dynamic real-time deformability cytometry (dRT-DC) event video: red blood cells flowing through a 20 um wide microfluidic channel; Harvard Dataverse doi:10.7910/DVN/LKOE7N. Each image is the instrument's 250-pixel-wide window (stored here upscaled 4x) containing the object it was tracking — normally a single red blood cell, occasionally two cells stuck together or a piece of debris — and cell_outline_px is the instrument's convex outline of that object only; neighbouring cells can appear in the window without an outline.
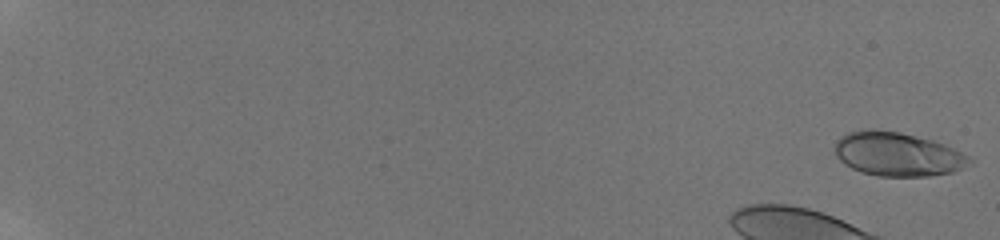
{"species": "human", "species_latin": "Homo sapiens", "temperature_condition": "room temperature", "stored_images_in_passage": 45, "camera_frame_rate_fps": 3000, "um_per_image_px": 0.085, "donor": {"sex": "male"}, "frame": {"image": 1, "passage_image": 1, "time_ms": 0.0, "image_size_px": [1000, 240], "cell_outline_px": [[972, 164], [952, 172], [928, 176], [876, 176], [860, 172], [844, 164], [836, 156], [832, 148], [836, 140], [840, 136], [848, 132], [864, 128], [868, 128], [900, 132], [932, 140], [944, 144], [968, 156], [972, 160]], "centroid_in_image_um": [76.23, 13.1], "position_along_channel_um": 8.8, "area_um2": 34.74}}
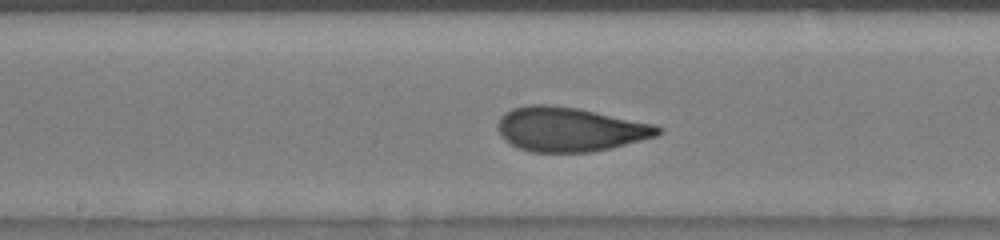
{"frame": {"image": 2, "passage_image": 30, "time_ms": 9.667, "image_size_px": [1000, 240], "cell_outline_px": [[664, 132], [656, 136], [592, 152], [532, 152], [520, 148], [504, 140], [500, 136], [496, 128], [496, 124], [500, 116], [512, 108], [528, 104], [548, 104], [580, 108], [656, 124], [664, 128]], "centroid_in_image_um": [48.42, 10.97], "position_along_channel_um": 199.8, "area_um2": 41.73}}
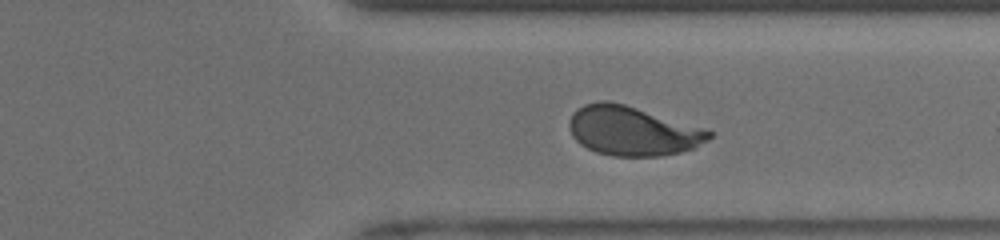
{"frame": {"image": 3, "passage_image": 42, "time_ms": 13.667, "image_size_px": [1000, 240], "cell_outline_px": [[712, 136], [708, 140], [692, 148], [680, 152], [660, 156], [612, 156], [596, 152], [580, 144], [572, 136], [568, 128], [568, 120], [572, 112], [584, 104], [600, 100], [608, 100], [624, 104], [704, 128], [712, 132]], "centroid_in_image_um": [53.71, 11.12], "position_along_channel_um": 357.7, "area_um2": 40.17}}